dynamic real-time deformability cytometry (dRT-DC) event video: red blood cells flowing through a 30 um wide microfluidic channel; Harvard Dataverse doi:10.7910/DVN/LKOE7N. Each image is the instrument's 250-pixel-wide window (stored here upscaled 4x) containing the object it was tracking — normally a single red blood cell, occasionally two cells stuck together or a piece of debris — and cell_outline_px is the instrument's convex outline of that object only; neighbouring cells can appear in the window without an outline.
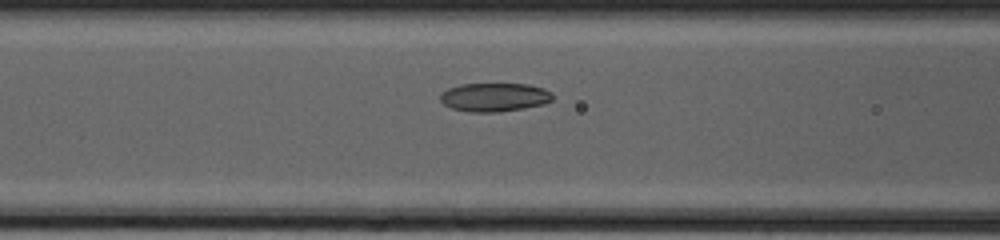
{"species": "common noctule bat (a hibernating species)", "species_latin": "Nyctalus noctula", "temperature_condition": "cold", "stored_images_in_passage": 43, "camera_frame_rate_fps": 3000, "um_per_image_px": 0.085, "animal": {"sex": "female", "body_mass_g": 20.0, "forearm_length_mm": 54.0}, "frame": {"image": 1, "passage_image": 15, "time_ms": 4.667, "image_size_px": [1000, 240], "cell_outline_px": [[552, 100], [544, 104], [524, 108], [500, 112], [468, 112], [452, 108], [444, 104], [440, 100], [440, 92], [448, 88], [460, 84], [528, 84], [544, 88], [552, 92]], "centroid_in_image_um": [42.02, 8.26], "position_along_channel_um": 124.6, "area_um2": 18.9}}
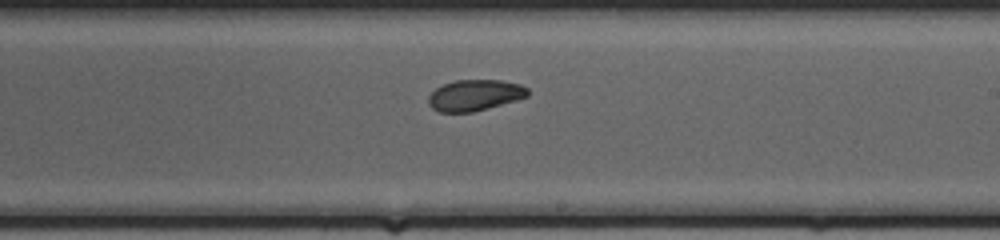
{"frame": {"image": 2, "passage_image": 24, "time_ms": 7.667, "image_size_px": [1000, 240], "cell_outline_px": [[528, 96], [516, 100], [488, 108], [472, 112], [440, 112], [432, 108], [428, 104], [428, 96], [436, 88], [444, 84], [456, 80], [500, 80], [520, 84], [528, 88]], "centroid_in_image_um": [40.35, 8.09], "position_along_channel_um": 248.7, "area_um2": 17.92}}
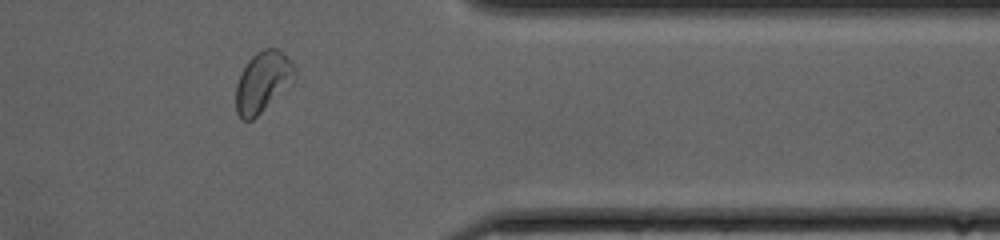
{"frame": {"image": 3, "passage_image": 35, "time_ms": 11.333, "image_size_px": [1000, 240], "cell_outline_px": [[296, 76], [252, 120], [240, 120], [236, 112], [236, 84], [248, 60], [256, 52], [264, 48], [280, 48], [296, 68]], "centroid_in_image_um": [22.31, 6.92], "position_along_channel_um": 389.1, "area_um2": 20.29}, "authors_computed_cell_mechanics": {"area_um2": 19.1896, "velocity_mm_per_s": 4.1414, "shape_relaxation_time_tau1_ms": 2.4335, "shape_relaxation_time_tau2_ms": null, "deformation_change_tau1": 0.0896, "deformation_change_tau2": null}}